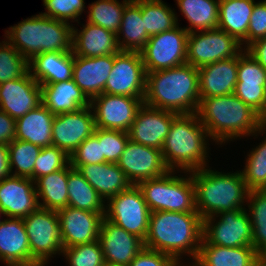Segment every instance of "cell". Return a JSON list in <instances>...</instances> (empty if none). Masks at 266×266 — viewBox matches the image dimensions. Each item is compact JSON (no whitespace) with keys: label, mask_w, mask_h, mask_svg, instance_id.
Here are the masks:
<instances>
[{"label":"cell","mask_w":266,"mask_h":266,"mask_svg":"<svg viewBox=\"0 0 266 266\" xmlns=\"http://www.w3.org/2000/svg\"><path fill=\"white\" fill-rule=\"evenodd\" d=\"M77 170L105 202L132 185L117 163L86 164Z\"/></svg>","instance_id":"83f0119b"},{"label":"cell","mask_w":266,"mask_h":266,"mask_svg":"<svg viewBox=\"0 0 266 266\" xmlns=\"http://www.w3.org/2000/svg\"><path fill=\"white\" fill-rule=\"evenodd\" d=\"M210 140V141H209ZM211 139L197 113L179 114L162 146V156L171 171L191 172L209 166ZM210 159V160H209Z\"/></svg>","instance_id":"277c9868"},{"label":"cell","mask_w":266,"mask_h":266,"mask_svg":"<svg viewBox=\"0 0 266 266\" xmlns=\"http://www.w3.org/2000/svg\"><path fill=\"white\" fill-rule=\"evenodd\" d=\"M178 11L188 21L189 32L216 29L219 24V0H174Z\"/></svg>","instance_id":"836d02e7"},{"label":"cell","mask_w":266,"mask_h":266,"mask_svg":"<svg viewBox=\"0 0 266 266\" xmlns=\"http://www.w3.org/2000/svg\"><path fill=\"white\" fill-rule=\"evenodd\" d=\"M41 147L14 139L8 144L10 168L13 176L33 180V170Z\"/></svg>","instance_id":"60d3db41"},{"label":"cell","mask_w":266,"mask_h":266,"mask_svg":"<svg viewBox=\"0 0 266 266\" xmlns=\"http://www.w3.org/2000/svg\"><path fill=\"white\" fill-rule=\"evenodd\" d=\"M253 266H266V254L258 255Z\"/></svg>","instance_id":"db71d44e"},{"label":"cell","mask_w":266,"mask_h":266,"mask_svg":"<svg viewBox=\"0 0 266 266\" xmlns=\"http://www.w3.org/2000/svg\"><path fill=\"white\" fill-rule=\"evenodd\" d=\"M39 207L33 180L11 175L0 181V210L5 217L24 218Z\"/></svg>","instance_id":"7402d4cb"},{"label":"cell","mask_w":266,"mask_h":266,"mask_svg":"<svg viewBox=\"0 0 266 266\" xmlns=\"http://www.w3.org/2000/svg\"><path fill=\"white\" fill-rule=\"evenodd\" d=\"M259 136L264 138L249 149L245 155V166L240 169L249 191L266 190V124L249 137L257 140Z\"/></svg>","instance_id":"8d00e7d4"},{"label":"cell","mask_w":266,"mask_h":266,"mask_svg":"<svg viewBox=\"0 0 266 266\" xmlns=\"http://www.w3.org/2000/svg\"><path fill=\"white\" fill-rule=\"evenodd\" d=\"M52 114L43 104L16 120L15 139L27 141L41 148L52 145Z\"/></svg>","instance_id":"4dcf8cb0"},{"label":"cell","mask_w":266,"mask_h":266,"mask_svg":"<svg viewBox=\"0 0 266 266\" xmlns=\"http://www.w3.org/2000/svg\"><path fill=\"white\" fill-rule=\"evenodd\" d=\"M104 93L141 98L146 93V71L140 52L119 51L105 84Z\"/></svg>","instance_id":"4fadbf2b"},{"label":"cell","mask_w":266,"mask_h":266,"mask_svg":"<svg viewBox=\"0 0 266 266\" xmlns=\"http://www.w3.org/2000/svg\"><path fill=\"white\" fill-rule=\"evenodd\" d=\"M44 11L41 15L50 17L56 20L73 23H79L80 17L85 11V0H42Z\"/></svg>","instance_id":"ee69618b"},{"label":"cell","mask_w":266,"mask_h":266,"mask_svg":"<svg viewBox=\"0 0 266 266\" xmlns=\"http://www.w3.org/2000/svg\"><path fill=\"white\" fill-rule=\"evenodd\" d=\"M246 210L252 225V246L258 255L266 254V190H252Z\"/></svg>","instance_id":"f35d334b"},{"label":"cell","mask_w":266,"mask_h":266,"mask_svg":"<svg viewBox=\"0 0 266 266\" xmlns=\"http://www.w3.org/2000/svg\"><path fill=\"white\" fill-rule=\"evenodd\" d=\"M61 256L68 266H105L99 240L63 248Z\"/></svg>","instance_id":"7bdbcfd3"},{"label":"cell","mask_w":266,"mask_h":266,"mask_svg":"<svg viewBox=\"0 0 266 266\" xmlns=\"http://www.w3.org/2000/svg\"><path fill=\"white\" fill-rule=\"evenodd\" d=\"M94 113L89 107L54 116L52 145L62 149L69 157L77 147L95 132Z\"/></svg>","instance_id":"9a60e30c"},{"label":"cell","mask_w":266,"mask_h":266,"mask_svg":"<svg viewBox=\"0 0 266 266\" xmlns=\"http://www.w3.org/2000/svg\"><path fill=\"white\" fill-rule=\"evenodd\" d=\"M63 248L88 244L98 240L105 213H95L74 207L57 211Z\"/></svg>","instance_id":"ffe728a7"},{"label":"cell","mask_w":266,"mask_h":266,"mask_svg":"<svg viewBox=\"0 0 266 266\" xmlns=\"http://www.w3.org/2000/svg\"><path fill=\"white\" fill-rule=\"evenodd\" d=\"M73 64V51L44 52L29 61V71L40 85L64 82L73 78Z\"/></svg>","instance_id":"4316f807"},{"label":"cell","mask_w":266,"mask_h":266,"mask_svg":"<svg viewBox=\"0 0 266 266\" xmlns=\"http://www.w3.org/2000/svg\"><path fill=\"white\" fill-rule=\"evenodd\" d=\"M42 104V88L30 71L0 84V110L15 120Z\"/></svg>","instance_id":"44dd1931"},{"label":"cell","mask_w":266,"mask_h":266,"mask_svg":"<svg viewBox=\"0 0 266 266\" xmlns=\"http://www.w3.org/2000/svg\"><path fill=\"white\" fill-rule=\"evenodd\" d=\"M4 38L27 60L44 52L72 51L73 25L35 14L6 29Z\"/></svg>","instance_id":"8992f818"},{"label":"cell","mask_w":266,"mask_h":266,"mask_svg":"<svg viewBox=\"0 0 266 266\" xmlns=\"http://www.w3.org/2000/svg\"><path fill=\"white\" fill-rule=\"evenodd\" d=\"M11 175L8 145L0 144V181Z\"/></svg>","instance_id":"f5cc1de1"},{"label":"cell","mask_w":266,"mask_h":266,"mask_svg":"<svg viewBox=\"0 0 266 266\" xmlns=\"http://www.w3.org/2000/svg\"><path fill=\"white\" fill-rule=\"evenodd\" d=\"M68 164L58 171L44 175L35 181L41 208L58 211L68 206Z\"/></svg>","instance_id":"e575fe53"},{"label":"cell","mask_w":266,"mask_h":266,"mask_svg":"<svg viewBox=\"0 0 266 266\" xmlns=\"http://www.w3.org/2000/svg\"><path fill=\"white\" fill-rule=\"evenodd\" d=\"M137 186L151 212L197 213L191 172L169 170L165 175L142 181Z\"/></svg>","instance_id":"52a82bcc"},{"label":"cell","mask_w":266,"mask_h":266,"mask_svg":"<svg viewBox=\"0 0 266 266\" xmlns=\"http://www.w3.org/2000/svg\"><path fill=\"white\" fill-rule=\"evenodd\" d=\"M203 238L223 247L252 246V225L246 209L220 212L203 219Z\"/></svg>","instance_id":"7c38bea8"},{"label":"cell","mask_w":266,"mask_h":266,"mask_svg":"<svg viewBox=\"0 0 266 266\" xmlns=\"http://www.w3.org/2000/svg\"><path fill=\"white\" fill-rule=\"evenodd\" d=\"M32 258L38 264H50L62 255L60 221L57 211L39 207L23 218Z\"/></svg>","instance_id":"ba28073f"},{"label":"cell","mask_w":266,"mask_h":266,"mask_svg":"<svg viewBox=\"0 0 266 266\" xmlns=\"http://www.w3.org/2000/svg\"><path fill=\"white\" fill-rule=\"evenodd\" d=\"M257 256L253 246L223 247L203 238L197 259L189 266H253Z\"/></svg>","instance_id":"f546056e"},{"label":"cell","mask_w":266,"mask_h":266,"mask_svg":"<svg viewBox=\"0 0 266 266\" xmlns=\"http://www.w3.org/2000/svg\"><path fill=\"white\" fill-rule=\"evenodd\" d=\"M16 135V120L0 110V144L8 145Z\"/></svg>","instance_id":"f907efd6"},{"label":"cell","mask_w":266,"mask_h":266,"mask_svg":"<svg viewBox=\"0 0 266 266\" xmlns=\"http://www.w3.org/2000/svg\"><path fill=\"white\" fill-rule=\"evenodd\" d=\"M188 32L179 24L174 29L150 36L140 52L146 72L187 63Z\"/></svg>","instance_id":"8fae6325"},{"label":"cell","mask_w":266,"mask_h":266,"mask_svg":"<svg viewBox=\"0 0 266 266\" xmlns=\"http://www.w3.org/2000/svg\"><path fill=\"white\" fill-rule=\"evenodd\" d=\"M2 215H3V216H2ZM1 217H2V218H1ZM3 217H5V216H4L3 212L0 210V223L3 221V219H4Z\"/></svg>","instance_id":"11a10c76"},{"label":"cell","mask_w":266,"mask_h":266,"mask_svg":"<svg viewBox=\"0 0 266 266\" xmlns=\"http://www.w3.org/2000/svg\"><path fill=\"white\" fill-rule=\"evenodd\" d=\"M129 140L128 132L99 128L102 155L108 163H117Z\"/></svg>","instance_id":"7dc6e473"},{"label":"cell","mask_w":266,"mask_h":266,"mask_svg":"<svg viewBox=\"0 0 266 266\" xmlns=\"http://www.w3.org/2000/svg\"><path fill=\"white\" fill-rule=\"evenodd\" d=\"M245 51L266 70V37L252 42Z\"/></svg>","instance_id":"816d5d0a"},{"label":"cell","mask_w":266,"mask_h":266,"mask_svg":"<svg viewBox=\"0 0 266 266\" xmlns=\"http://www.w3.org/2000/svg\"><path fill=\"white\" fill-rule=\"evenodd\" d=\"M176 9L162 0H141L144 29L149 36L174 29L179 25Z\"/></svg>","instance_id":"74e56055"},{"label":"cell","mask_w":266,"mask_h":266,"mask_svg":"<svg viewBox=\"0 0 266 266\" xmlns=\"http://www.w3.org/2000/svg\"><path fill=\"white\" fill-rule=\"evenodd\" d=\"M105 265L128 266L145 247L144 241L106 218L101 221L99 238Z\"/></svg>","instance_id":"d6986e66"},{"label":"cell","mask_w":266,"mask_h":266,"mask_svg":"<svg viewBox=\"0 0 266 266\" xmlns=\"http://www.w3.org/2000/svg\"><path fill=\"white\" fill-rule=\"evenodd\" d=\"M28 71L29 61L6 39L0 41V84L20 78Z\"/></svg>","instance_id":"b9f144b4"},{"label":"cell","mask_w":266,"mask_h":266,"mask_svg":"<svg viewBox=\"0 0 266 266\" xmlns=\"http://www.w3.org/2000/svg\"><path fill=\"white\" fill-rule=\"evenodd\" d=\"M33 266H48V264H37V265H33Z\"/></svg>","instance_id":"9f6ffc18"},{"label":"cell","mask_w":266,"mask_h":266,"mask_svg":"<svg viewBox=\"0 0 266 266\" xmlns=\"http://www.w3.org/2000/svg\"><path fill=\"white\" fill-rule=\"evenodd\" d=\"M242 50L240 42L219 28L188 33L187 63L197 69L235 57Z\"/></svg>","instance_id":"30bf717a"},{"label":"cell","mask_w":266,"mask_h":266,"mask_svg":"<svg viewBox=\"0 0 266 266\" xmlns=\"http://www.w3.org/2000/svg\"><path fill=\"white\" fill-rule=\"evenodd\" d=\"M68 206L95 213H105V201L81 173L68 163Z\"/></svg>","instance_id":"d590c367"},{"label":"cell","mask_w":266,"mask_h":266,"mask_svg":"<svg viewBox=\"0 0 266 266\" xmlns=\"http://www.w3.org/2000/svg\"><path fill=\"white\" fill-rule=\"evenodd\" d=\"M266 37V0L254 4L247 29V46L252 42Z\"/></svg>","instance_id":"c3c4849f"},{"label":"cell","mask_w":266,"mask_h":266,"mask_svg":"<svg viewBox=\"0 0 266 266\" xmlns=\"http://www.w3.org/2000/svg\"><path fill=\"white\" fill-rule=\"evenodd\" d=\"M70 162V157L57 146L51 145L41 149L33 170V181L63 169Z\"/></svg>","instance_id":"f6af8a7d"},{"label":"cell","mask_w":266,"mask_h":266,"mask_svg":"<svg viewBox=\"0 0 266 266\" xmlns=\"http://www.w3.org/2000/svg\"><path fill=\"white\" fill-rule=\"evenodd\" d=\"M99 143V128L96 127L92 136L84 140L70 156V164L78 169L81 165L105 163Z\"/></svg>","instance_id":"bcb514c9"},{"label":"cell","mask_w":266,"mask_h":266,"mask_svg":"<svg viewBox=\"0 0 266 266\" xmlns=\"http://www.w3.org/2000/svg\"><path fill=\"white\" fill-rule=\"evenodd\" d=\"M238 55L198 69L199 95L203 98L234 93L237 83Z\"/></svg>","instance_id":"484cf974"},{"label":"cell","mask_w":266,"mask_h":266,"mask_svg":"<svg viewBox=\"0 0 266 266\" xmlns=\"http://www.w3.org/2000/svg\"><path fill=\"white\" fill-rule=\"evenodd\" d=\"M116 38L120 51L141 52L146 46L150 36L144 29L141 0H131L125 6Z\"/></svg>","instance_id":"d6a6232c"},{"label":"cell","mask_w":266,"mask_h":266,"mask_svg":"<svg viewBox=\"0 0 266 266\" xmlns=\"http://www.w3.org/2000/svg\"><path fill=\"white\" fill-rule=\"evenodd\" d=\"M202 239L203 219L198 213L154 211L144 245L189 266L197 259Z\"/></svg>","instance_id":"6da1fadb"},{"label":"cell","mask_w":266,"mask_h":266,"mask_svg":"<svg viewBox=\"0 0 266 266\" xmlns=\"http://www.w3.org/2000/svg\"><path fill=\"white\" fill-rule=\"evenodd\" d=\"M85 23L73 24L72 51L74 55L94 58L115 55L120 51L114 32L87 21ZM79 24L80 29L77 27Z\"/></svg>","instance_id":"cb8c5ba5"},{"label":"cell","mask_w":266,"mask_h":266,"mask_svg":"<svg viewBox=\"0 0 266 266\" xmlns=\"http://www.w3.org/2000/svg\"><path fill=\"white\" fill-rule=\"evenodd\" d=\"M255 0H219V29L247 47V29Z\"/></svg>","instance_id":"1f68e13d"},{"label":"cell","mask_w":266,"mask_h":266,"mask_svg":"<svg viewBox=\"0 0 266 266\" xmlns=\"http://www.w3.org/2000/svg\"><path fill=\"white\" fill-rule=\"evenodd\" d=\"M144 104L177 114L197 113L200 104L198 69L185 63L146 72Z\"/></svg>","instance_id":"3957f363"},{"label":"cell","mask_w":266,"mask_h":266,"mask_svg":"<svg viewBox=\"0 0 266 266\" xmlns=\"http://www.w3.org/2000/svg\"><path fill=\"white\" fill-rule=\"evenodd\" d=\"M128 266H182L175 258L165 253L144 247Z\"/></svg>","instance_id":"681fc988"},{"label":"cell","mask_w":266,"mask_h":266,"mask_svg":"<svg viewBox=\"0 0 266 266\" xmlns=\"http://www.w3.org/2000/svg\"><path fill=\"white\" fill-rule=\"evenodd\" d=\"M114 64V55L81 57L74 55L73 80L91 101L104 93L105 84Z\"/></svg>","instance_id":"d4e9b609"},{"label":"cell","mask_w":266,"mask_h":266,"mask_svg":"<svg viewBox=\"0 0 266 266\" xmlns=\"http://www.w3.org/2000/svg\"><path fill=\"white\" fill-rule=\"evenodd\" d=\"M119 1L96 0L88 4L87 20L84 21L101 26L116 34L120 28L124 8L131 0Z\"/></svg>","instance_id":"ab89813d"},{"label":"cell","mask_w":266,"mask_h":266,"mask_svg":"<svg viewBox=\"0 0 266 266\" xmlns=\"http://www.w3.org/2000/svg\"><path fill=\"white\" fill-rule=\"evenodd\" d=\"M224 171L210 165L191 171L196 211L202 219L224 211L246 209L249 190L241 171Z\"/></svg>","instance_id":"5b68a950"},{"label":"cell","mask_w":266,"mask_h":266,"mask_svg":"<svg viewBox=\"0 0 266 266\" xmlns=\"http://www.w3.org/2000/svg\"><path fill=\"white\" fill-rule=\"evenodd\" d=\"M197 115L212 143L219 148L245 139L259 131L265 122L234 93L203 98Z\"/></svg>","instance_id":"7a4b0ae2"},{"label":"cell","mask_w":266,"mask_h":266,"mask_svg":"<svg viewBox=\"0 0 266 266\" xmlns=\"http://www.w3.org/2000/svg\"><path fill=\"white\" fill-rule=\"evenodd\" d=\"M144 101L141 98L102 93L90 101L97 128L128 132Z\"/></svg>","instance_id":"5bb4252c"},{"label":"cell","mask_w":266,"mask_h":266,"mask_svg":"<svg viewBox=\"0 0 266 266\" xmlns=\"http://www.w3.org/2000/svg\"><path fill=\"white\" fill-rule=\"evenodd\" d=\"M178 115L143 103L128 130L129 140L161 150L171 124Z\"/></svg>","instance_id":"ac0fdd59"},{"label":"cell","mask_w":266,"mask_h":266,"mask_svg":"<svg viewBox=\"0 0 266 266\" xmlns=\"http://www.w3.org/2000/svg\"><path fill=\"white\" fill-rule=\"evenodd\" d=\"M0 262L6 266H33L23 218L4 217L0 223Z\"/></svg>","instance_id":"603a6c76"},{"label":"cell","mask_w":266,"mask_h":266,"mask_svg":"<svg viewBox=\"0 0 266 266\" xmlns=\"http://www.w3.org/2000/svg\"><path fill=\"white\" fill-rule=\"evenodd\" d=\"M150 213L138 186L131 185L106 201L104 218L145 241Z\"/></svg>","instance_id":"9c48e42d"},{"label":"cell","mask_w":266,"mask_h":266,"mask_svg":"<svg viewBox=\"0 0 266 266\" xmlns=\"http://www.w3.org/2000/svg\"><path fill=\"white\" fill-rule=\"evenodd\" d=\"M41 88L42 104L54 115L90 106V100L73 79L41 85Z\"/></svg>","instance_id":"f1b7e54d"},{"label":"cell","mask_w":266,"mask_h":266,"mask_svg":"<svg viewBox=\"0 0 266 266\" xmlns=\"http://www.w3.org/2000/svg\"><path fill=\"white\" fill-rule=\"evenodd\" d=\"M234 94L256 111L266 124V70L245 49L238 54Z\"/></svg>","instance_id":"2e32d148"},{"label":"cell","mask_w":266,"mask_h":266,"mask_svg":"<svg viewBox=\"0 0 266 266\" xmlns=\"http://www.w3.org/2000/svg\"><path fill=\"white\" fill-rule=\"evenodd\" d=\"M117 164L132 185L161 177L169 171L160 149L134 143L131 140L126 143Z\"/></svg>","instance_id":"e0dca14e"}]
</instances>
